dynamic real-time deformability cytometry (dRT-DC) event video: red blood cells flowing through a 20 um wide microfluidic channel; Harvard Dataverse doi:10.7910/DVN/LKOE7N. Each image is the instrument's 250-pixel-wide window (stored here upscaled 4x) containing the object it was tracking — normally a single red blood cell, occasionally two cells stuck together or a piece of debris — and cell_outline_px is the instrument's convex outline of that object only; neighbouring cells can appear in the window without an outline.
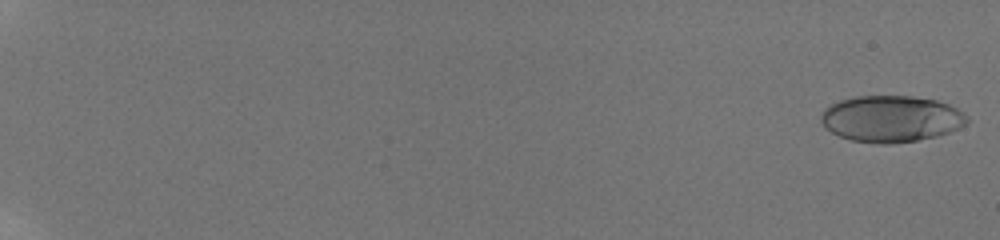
{"species": "human", "species_latin": "Homo sapiens", "temperature_condition": "room temperature", "stored_images_in_passage": 15, "camera_frame_rate_fps": 3000, "um_per_image_px": 0.085, "donor": {"sex": "male"}, "frame": {"image": 1, "passage_image": 1, "time_ms": 0.0, "image_size_px": [1000, 240], "cell_outline_px": [[968, 120], [964, 124], [948, 132], [936, 136], [916, 140], [892, 144], [884, 144], [852, 140], [840, 136], [832, 132], [820, 120], [820, 116], [824, 108], [840, 100], [856, 96], [912, 96], [936, 100], [948, 104], [964, 112], [968, 116]], "centroid_in_image_um": [75.74, 10.08], "position_along_channel_um": 9.3, "area_um2": 39.25}}